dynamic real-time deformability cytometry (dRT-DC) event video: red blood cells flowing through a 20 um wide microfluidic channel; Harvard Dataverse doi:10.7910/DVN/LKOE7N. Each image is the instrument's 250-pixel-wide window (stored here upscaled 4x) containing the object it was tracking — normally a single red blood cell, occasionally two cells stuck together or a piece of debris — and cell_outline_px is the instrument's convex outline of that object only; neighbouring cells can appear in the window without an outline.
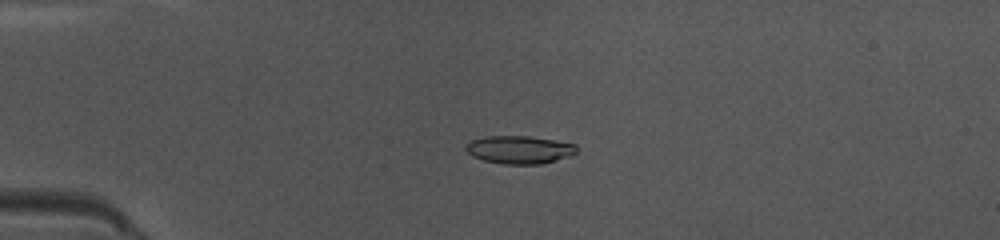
{"species": "common noctule bat (a hibernating species)", "species_latin": "Nyctalus noctula", "temperature_condition": "warm", "stored_images_in_passage": 48, "camera_frame_rate_fps": 3000, "um_per_image_px": 0.085, "animal": {"sex": "female", "body_mass_g": 10.0, "forearm_length_mm": 53.1}, "frame": {"image": 1, "passage_image": 12, "time_ms": 3.667, "image_size_px": [1000, 240], "cell_outline_px": [[576, 152], [568, 156], [556, 160], [540, 164], [504, 164], [484, 160], [472, 156], [464, 148], [464, 144], [472, 140], [488, 136], [528, 136], [576, 144]], "centroid_in_image_um": [44.11, 12.72], "position_along_channel_um": 40.9, "area_um2": 17.86}}
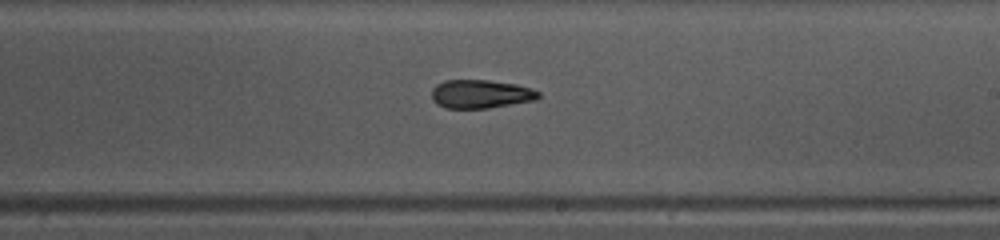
{"frame": {"image": 2, "passage_image": 29, "time_ms": 9.333, "image_size_px": [1000, 240], "cell_outline_px": [[540, 96], [536, 100], [488, 108], [444, 108], [436, 104], [432, 100], [432, 88], [436, 84], [444, 80], [488, 80], [516, 84], [532, 88], [540, 92]], "centroid_in_image_um": [40.85, 7.99], "position_along_channel_um": 248.2, "area_um2": 17.92}}
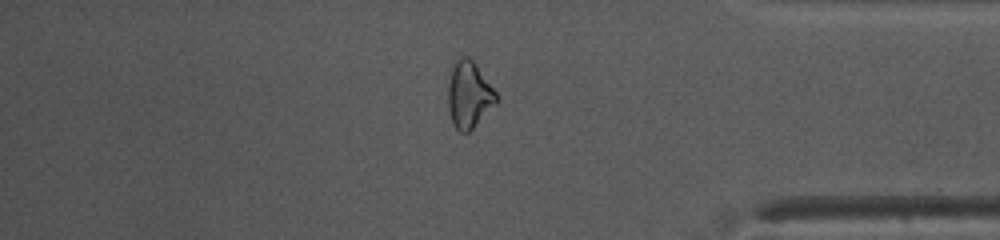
{"frame": {"image": 3, "passage_image": 41, "time_ms": 13.333, "image_size_px": [1000, 240], "cell_outline_px": [[496, 104], [468, 132], [460, 132], [456, 128], [452, 120], [448, 108], [448, 84], [452, 68], [456, 60], [460, 56], [468, 56], [476, 64], [496, 92]], "centroid_in_image_um": [39.85, 8.03], "position_along_channel_um": 395.3, "area_um2": 18.44}, "authors_computed_cell_mechanics": {"area_um2": 18.0336, "velocity_mm_per_s": 4.1487, "shape_relaxation_time_tau1_ms": 7.8432, "shape_relaxation_time_tau2_ms": 3.0936, "deformation_change_tau1": 0.1865, "deformation_change_tau2": 0.1149}}